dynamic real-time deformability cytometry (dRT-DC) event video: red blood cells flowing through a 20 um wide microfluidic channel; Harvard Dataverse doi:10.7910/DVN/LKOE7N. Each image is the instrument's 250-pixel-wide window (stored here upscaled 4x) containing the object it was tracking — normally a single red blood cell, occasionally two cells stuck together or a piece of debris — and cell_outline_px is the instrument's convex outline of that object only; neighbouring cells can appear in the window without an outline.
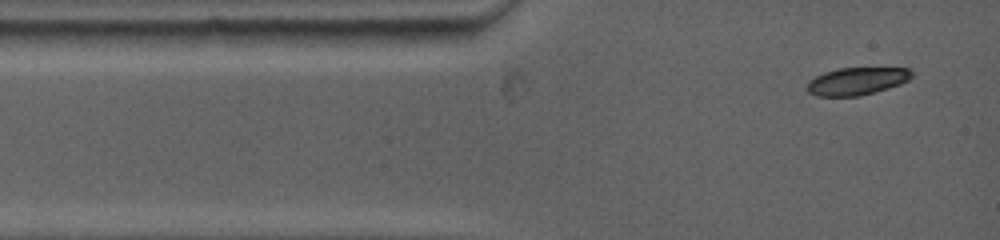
{"species": "common noctule bat (a hibernating species)", "species_latin": "Nyctalus noctula", "temperature_condition": "warm", "stored_images_in_passage": 10, "camera_frame_rate_fps": 5000, "um_per_image_px": 0.085, "animal": {"sex": "female", "body_mass_g": 19.0, "forearm_length_mm": 53.3}, "frame": {"image": 1, "passage_image": 1, "time_ms": 0.0, "image_size_px": [1000, 240], "cell_outline_px": [[912, 76], [908, 80], [900, 84], [888, 88], [860, 96], [816, 96], [808, 92], [808, 80], [824, 72], [840, 68], [912, 68]], "centroid_in_image_um": [72.84, 6.9], "position_along_channel_um": 12.2, "area_um2": 16.76}}
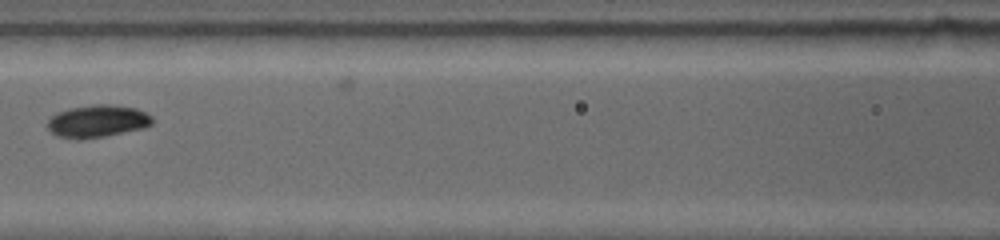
{"frame": {"image": 2, "passage_image": 7, "time_ms": 4.6, "image_size_px": [1000, 240], "cell_outline_px": [[152, 124], [144, 128], [84, 140], [72, 140], [56, 136], [44, 124], [56, 112], [72, 108], [96, 104], [112, 104], [136, 108], [152, 116]], "centroid_in_image_um": [8.24, 10.32], "position_along_channel_um": 158.4, "area_um2": 20.06}}
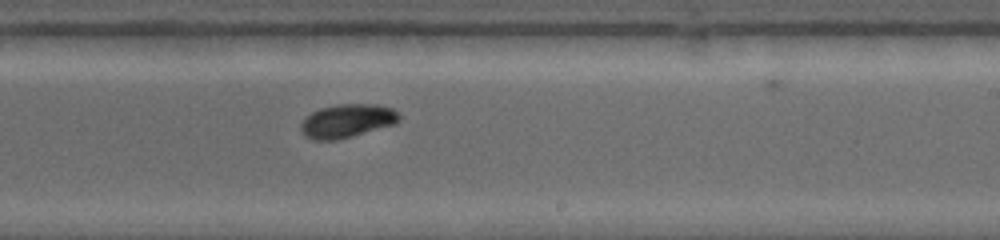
{"frame": {"image": 3, "passage_image": 10, "time_ms": 7.2, "image_size_px": [1000, 240], "cell_outline_px": [[400, 120], [396, 124], [352, 136], [336, 140], [312, 140], [304, 136], [300, 128], [300, 124], [312, 112], [320, 108], [340, 104], [376, 104], [392, 108], [400, 116]], "centroid_in_image_um": [29.51, 10.28], "position_along_channel_um": 259.5, "area_um2": 19.19}}